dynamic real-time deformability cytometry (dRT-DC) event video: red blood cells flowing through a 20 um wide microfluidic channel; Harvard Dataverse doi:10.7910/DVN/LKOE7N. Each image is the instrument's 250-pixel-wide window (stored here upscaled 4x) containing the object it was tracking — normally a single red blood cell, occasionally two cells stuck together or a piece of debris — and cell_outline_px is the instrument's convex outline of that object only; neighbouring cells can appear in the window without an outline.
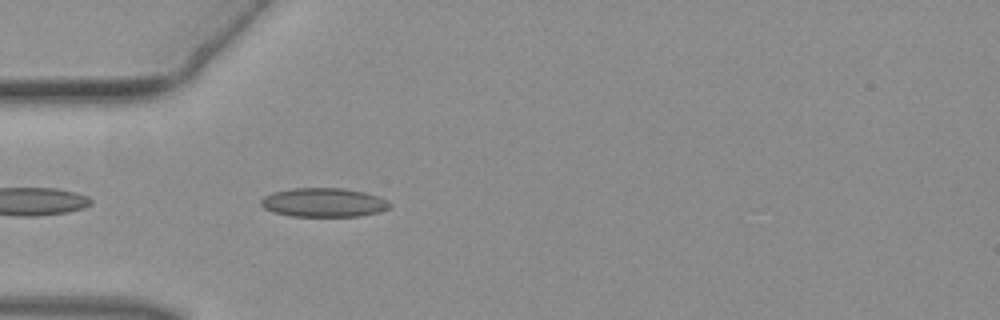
{"species": "common noctule bat (a hibernating species)", "species_latin": "Nyctalus noctula", "temperature_condition": "warm", "stored_images_in_passage": 7, "camera_frame_rate_fps": 3000, "um_per_image_px": 0.085, "animal": {"sex": "female", "body_mass_g": 19.3, "forearm_length_mm": 54.1}, "frame": {"image": 1, "passage_image": 2, "time_ms": 0.333, "image_size_px": [1000, 320], "cell_outline_px": [[392, 208], [380, 212], [360, 216], [292, 216], [272, 212], [264, 208], [260, 204], [260, 200], [264, 196], [272, 192], [292, 188], [344, 188], [364, 192], [380, 196], [388, 200], [392, 204]], "centroid_in_image_um": [27.55, 17.21], "position_along_channel_um": 57.4, "area_um2": 22.08}}